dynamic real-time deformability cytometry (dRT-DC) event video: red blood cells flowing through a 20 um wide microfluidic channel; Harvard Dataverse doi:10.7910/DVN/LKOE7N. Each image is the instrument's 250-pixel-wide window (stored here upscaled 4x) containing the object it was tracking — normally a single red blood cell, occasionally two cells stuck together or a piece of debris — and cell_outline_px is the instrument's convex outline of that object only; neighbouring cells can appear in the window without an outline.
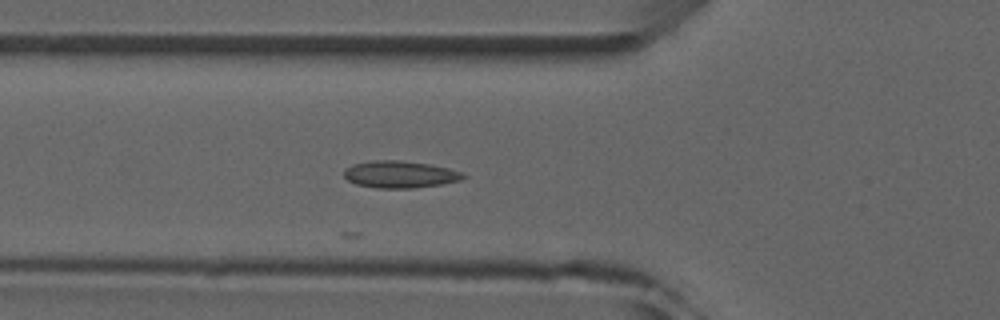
{"species": "common noctule bat (a hibernating species)", "species_latin": "Nyctalus noctula", "temperature_condition": "room temperature", "stored_images_in_passage": 4, "camera_frame_rate_fps": 3000, "um_per_image_px": 0.085, "animal": {"sex": "male", "forearm_length_mm": 52.5}, "frame": {"image": 1, "passage_image": 4, "time_ms": 4.667, "image_size_px": [1000, 320], "cell_outline_px": [[468, 176], [460, 180], [440, 184], [416, 188], [376, 188], [356, 184], [348, 180], [344, 176], [344, 168], [352, 164], [372, 160], [400, 160], [428, 164], [448, 168], [464, 172]], "centroid_in_image_um": [33.99, 14.82], "position_along_channel_um": 91.8, "area_um2": 18.9}}